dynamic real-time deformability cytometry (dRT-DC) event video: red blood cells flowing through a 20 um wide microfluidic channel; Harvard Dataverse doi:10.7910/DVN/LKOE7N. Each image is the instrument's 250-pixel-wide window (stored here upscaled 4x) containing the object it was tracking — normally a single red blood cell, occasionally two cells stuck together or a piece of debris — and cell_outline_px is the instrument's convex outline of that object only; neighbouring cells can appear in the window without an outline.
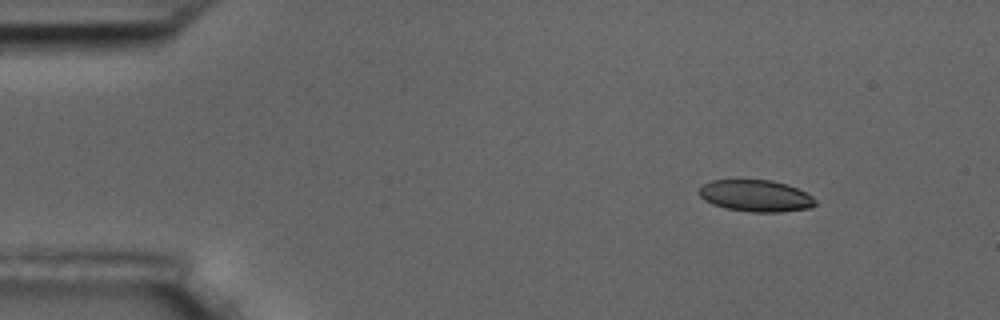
{"species": "common noctule bat (a hibernating species)", "species_latin": "Nyctalus noctula", "temperature_condition": "room temperature", "stored_images_in_passage": 4, "camera_frame_rate_fps": 3000, "um_per_image_px": 0.085, "animal": {"sex": "male", "body_mass_g": 17.5, "forearm_length_mm": 52.3}, "frame": {"image": 1, "passage_image": 1, "time_ms": 0.0, "image_size_px": [1000, 320], "cell_outline_px": [[816, 204], [808, 208], [780, 212], [752, 212], [724, 208], [712, 204], [704, 200], [696, 192], [704, 184], [712, 180], [736, 176], [772, 180], [788, 184], [812, 196], [816, 200]], "centroid_in_image_um": [64.16, 16.59], "position_along_channel_um": 20.8, "area_um2": 22.37}}
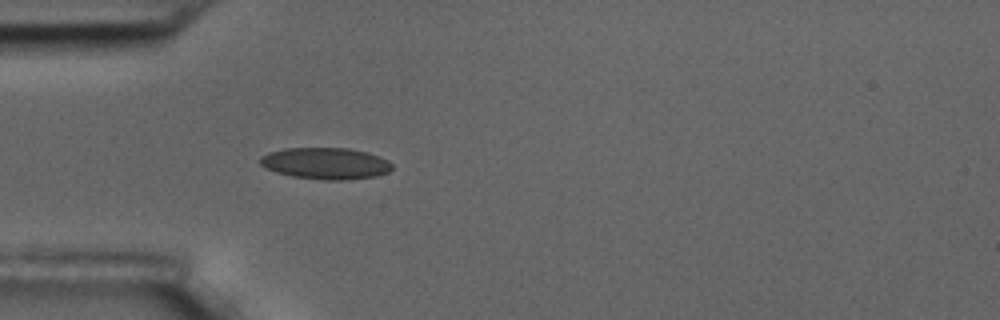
{"frame": {"image": 2, "passage_image": 4, "time_ms": 3.333, "image_size_px": [1000, 320], "cell_outline_px": [[392, 168], [388, 172], [376, 176], [348, 180], [324, 180], [292, 176], [276, 172], [260, 164], [260, 156], [268, 152], [284, 148], [348, 148], [368, 152], [380, 156], [388, 160], [392, 164]], "centroid_in_image_um": [27.7, 13.88], "position_along_channel_um": 57.3, "area_um2": 24.39}}